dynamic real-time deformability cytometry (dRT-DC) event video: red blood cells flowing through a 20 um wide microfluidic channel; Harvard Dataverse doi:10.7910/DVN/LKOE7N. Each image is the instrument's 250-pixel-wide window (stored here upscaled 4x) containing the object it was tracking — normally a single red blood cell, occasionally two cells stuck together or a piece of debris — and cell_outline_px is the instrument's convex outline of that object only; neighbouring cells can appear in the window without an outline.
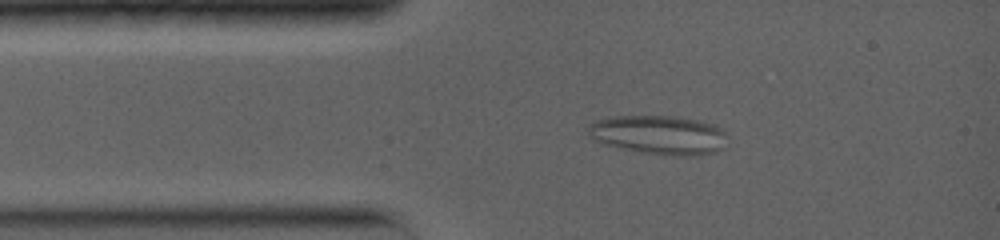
{"species": "common noctule bat (a hibernating species)", "species_latin": "Nyctalus noctula", "temperature_condition": "warm", "stored_images_in_passage": 30, "camera_frame_rate_fps": 5000, "um_per_image_px": 0.085, "animal": {"sex": "female", "body_mass_g": 19.0, "forearm_length_mm": 56.7}, "frame": {"image": 1, "passage_image": 9, "time_ms": 2.2, "image_size_px": [1000, 240], "cell_outline_px": [[728, 136], [724, 148], [716, 152], [700, 156], [676, 156], [640, 152], [600, 144], [588, 136], [588, 124], [596, 120], [616, 116], [676, 116], [704, 120], [716, 124]], "centroid_in_image_um": [56.05, 11.47], "position_along_channel_um": 29.0, "area_um2": 32.48}}
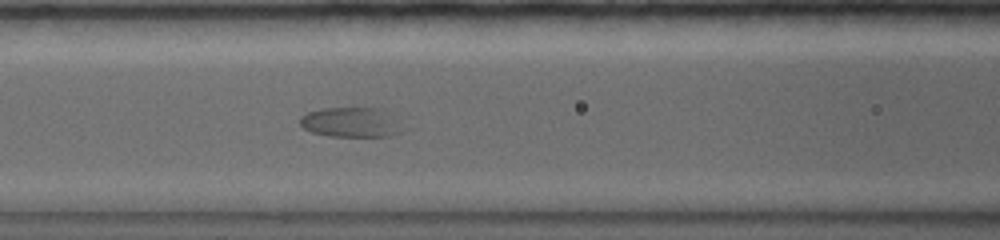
{"frame": {"image": 2, "passage_image": 24, "time_ms": 5.6, "image_size_px": [1000, 240], "cell_outline_px": [[400, 132], [388, 136], [328, 136], [312, 132], [304, 128], [300, 124], [300, 116], [308, 112], [324, 108], [380, 108], [388, 112]], "centroid_in_image_um": [29.72, 10.39], "position_along_channel_um": 136.9, "area_um2": 17.28}}
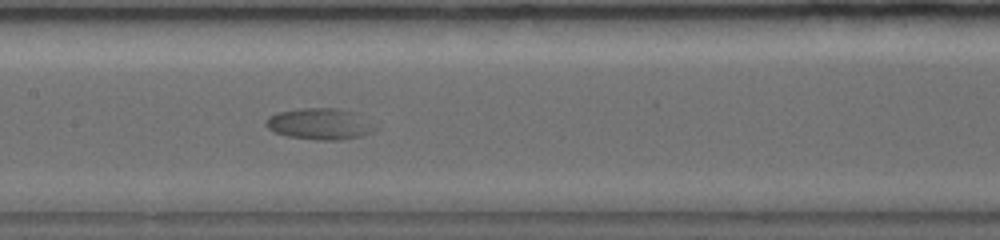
{"frame": {"image": 3, "passage_image": 29, "time_ms": 6.8, "image_size_px": [1000, 240], "cell_outline_px": [[376, 128], [372, 132], [360, 136], [340, 140], [316, 140], [288, 136], [272, 132], [264, 124], [264, 120], [268, 116], [276, 112], [300, 108], [336, 108], [356, 112]], "centroid_in_image_um": [27.1, 10.53], "position_along_channel_um": 180.3, "area_um2": 20.0}}